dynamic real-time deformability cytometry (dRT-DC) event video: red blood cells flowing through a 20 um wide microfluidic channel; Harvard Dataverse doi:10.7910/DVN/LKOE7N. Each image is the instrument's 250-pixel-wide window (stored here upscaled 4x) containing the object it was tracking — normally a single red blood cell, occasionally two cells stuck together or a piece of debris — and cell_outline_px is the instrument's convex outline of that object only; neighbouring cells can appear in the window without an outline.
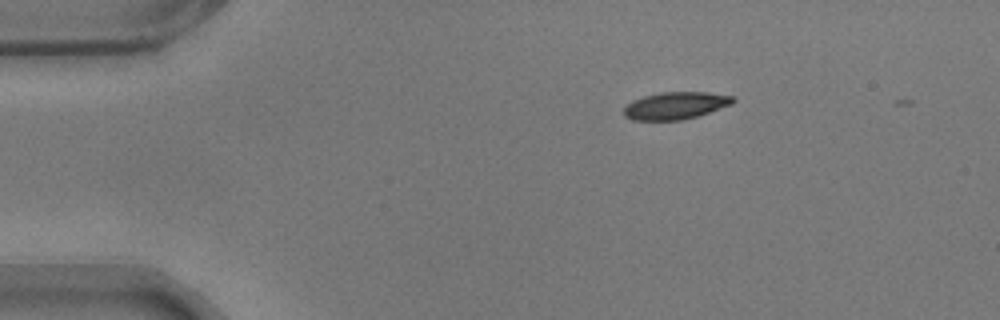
{"species": "common noctule bat (a hibernating species)", "species_latin": "Nyctalus noctula", "temperature_condition": "warm", "stored_images_in_passage": 44, "camera_frame_rate_fps": 3000, "um_per_image_px": 0.085, "animal": {"sex": "male", "body_mass_g": 17.9}, "frame": {"image": 1, "passage_image": 1, "time_ms": 0.0, "image_size_px": [1000, 320], "cell_outline_px": [[736, 100], [732, 104], [684, 120], [632, 120], [624, 116], [624, 108], [632, 100], [644, 96], [660, 92], [708, 92], [732, 96]], "centroid_in_image_um": [57.4, 8.97], "position_along_channel_um": 27.6, "area_um2": 17.28}}
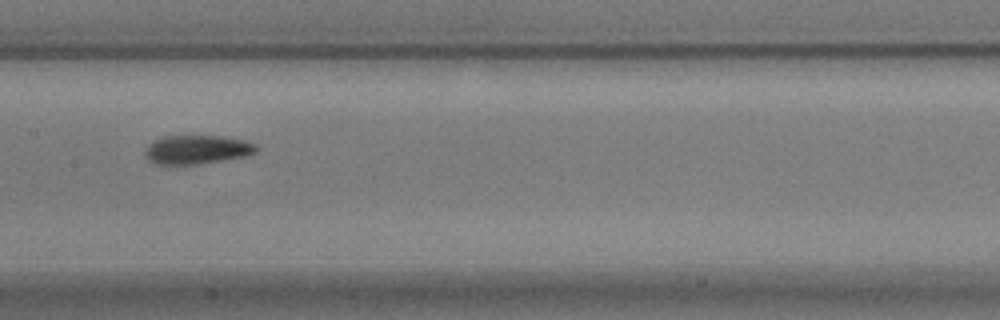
{"frame": {"image": 2, "passage_image": 20, "time_ms": 6.333, "image_size_px": [1000, 320], "cell_outline_px": [[260, 148], [256, 152], [248, 156], [196, 164], [156, 164], [148, 160], [144, 156], [144, 152], [148, 144], [152, 140], [164, 136], [220, 136], [244, 140], [256, 144]], "centroid_in_image_um": [16.74, 12.71], "position_along_channel_um": 190.7, "area_um2": 18.84}}
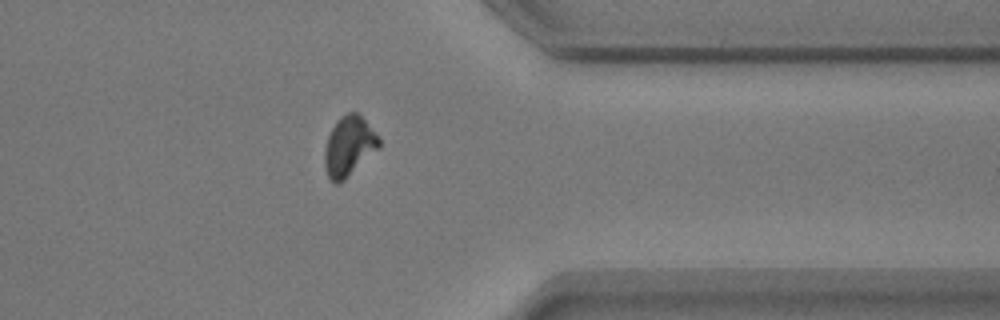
{"frame": {"image": 3, "passage_image": 37, "time_ms": 12.0, "image_size_px": [1000, 320], "cell_outline_px": [[380, 148], [340, 184], [336, 184], [328, 176], [324, 164], [324, 152], [328, 136], [336, 120], [340, 116], [348, 112], [360, 112], [380, 140]], "centroid_in_image_um": [29.67, 12.42], "position_along_channel_um": 381.7, "area_um2": 19.13}, "authors_computed_cell_mechanics": {"area_um2": 18.7561, "velocity_mm_per_s": 3.5463, "shape_relaxation_time_tau1_ms": 4.857, "shape_relaxation_time_tau2_ms": 2.3705, "deformation_change_tau1": 0.1524, "deformation_change_tau2": 0.0794}}